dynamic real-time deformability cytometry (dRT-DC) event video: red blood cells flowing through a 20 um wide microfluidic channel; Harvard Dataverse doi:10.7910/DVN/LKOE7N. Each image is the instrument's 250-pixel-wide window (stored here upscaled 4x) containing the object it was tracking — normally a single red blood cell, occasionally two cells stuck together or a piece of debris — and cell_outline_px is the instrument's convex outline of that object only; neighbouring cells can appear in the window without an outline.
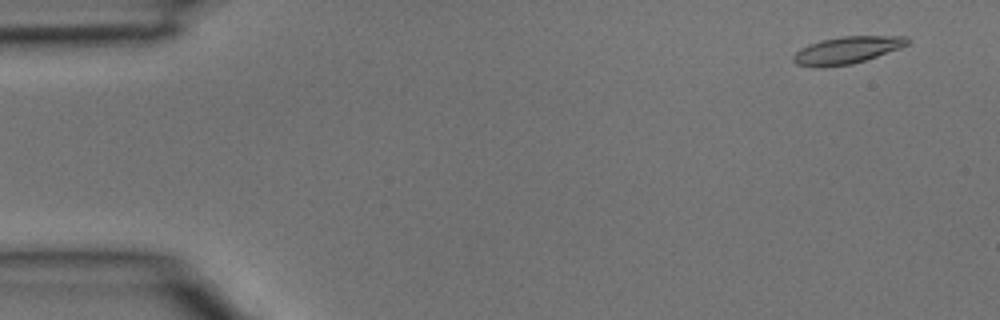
{"species": "common noctule bat (a hibernating species)", "species_latin": "Nyctalus noctula", "temperature_condition": "room temperature", "stored_images_in_passage": 41, "camera_frame_rate_fps": 3000, "um_per_image_px": 0.085, "animal": {"sex": "male", "body_mass_g": 15.6}, "frame": {"image": 1, "passage_image": 3, "time_ms": 0.667, "image_size_px": [1000, 320], "cell_outline_px": [[908, 44], [900, 48], [852, 64], [824, 68], [812, 68], [796, 64], [792, 60], [792, 56], [800, 48], [808, 44], [820, 40], [844, 36], [908, 36]], "centroid_in_image_um": [71.92, 4.28], "position_along_channel_um": 13.1, "area_um2": 18.21}}
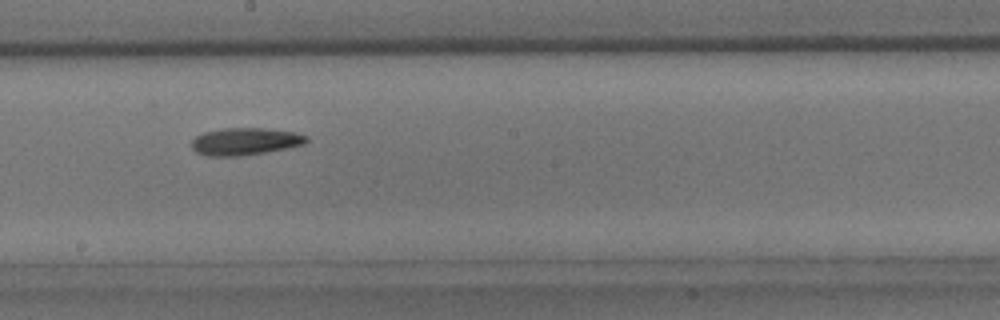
{"frame": {"image": 2, "passage_image": 23, "time_ms": 7.333, "image_size_px": [1000, 320], "cell_outline_px": [[308, 140], [304, 144], [288, 148], [240, 156], [208, 156], [196, 152], [192, 148], [192, 140], [196, 136], [204, 132], [224, 128], [260, 128], [296, 132], [308, 136]], "centroid_in_image_um": [20.84, 12.02], "position_along_channel_um": 227.4, "area_um2": 18.21}}
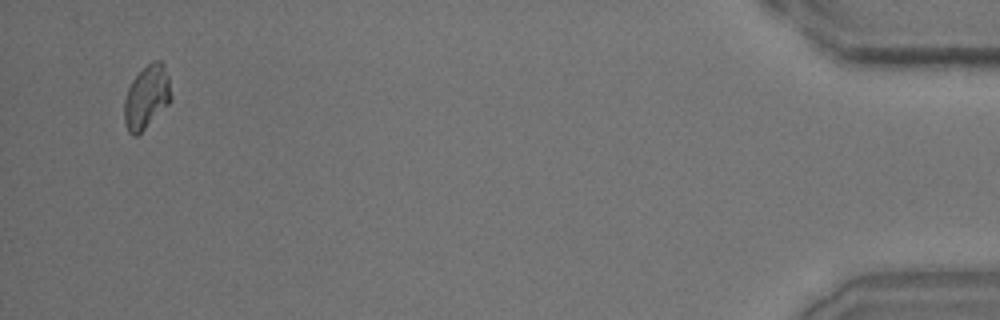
{"frame": {"image": 3, "passage_image": 40, "time_ms": 13.0, "image_size_px": [1000, 320], "cell_outline_px": [[172, 100], [136, 136], [132, 136], [128, 132], [124, 120], [124, 100], [128, 88], [132, 80], [152, 60], [160, 60], [164, 64], [168, 76], [172, 96]], "centroid_in_image_um": [12.46, 8.23], "position_along_channel_um": 422.7, "area_um2": 17.11}}